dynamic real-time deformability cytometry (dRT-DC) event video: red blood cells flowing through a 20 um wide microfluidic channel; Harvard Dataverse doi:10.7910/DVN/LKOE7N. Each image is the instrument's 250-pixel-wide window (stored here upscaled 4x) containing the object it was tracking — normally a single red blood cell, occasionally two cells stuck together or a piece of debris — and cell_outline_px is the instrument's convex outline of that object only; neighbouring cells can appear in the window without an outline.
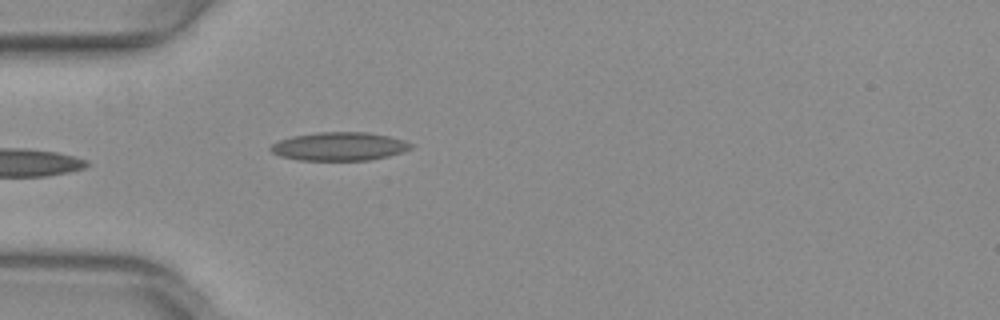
{"species": "common noctule bat (a hibernating species)", "species_latin": "Nyctalus noctula", "temperature_condition": "warm", "stored_images_in_passage": 36, "camera_frame_rate_fps": 3000, "um_per_image_px": 0.085, "animal": {"sex": "female", "body_mass_g": 29.2, "forearm_length_mm": 56.3}, "frame": {"image": 1, "passage_image": 1, "time_ms": 0.0, "image_size_px": [1000, 320], "cell_outline_px": [[412, 148], [388, 156], [368, 160], [300, 160], [280, 156], [272, 152], [268, 148], [272, 144], [280, 140], [292, 136], [316, 132], [368, 132], [388, 136], [404, 140], [412, 144]], "centroid_in_image_um": [28.82, 12.44], "position_along_channel_um": 56.2, "area_um2": 23.12}}
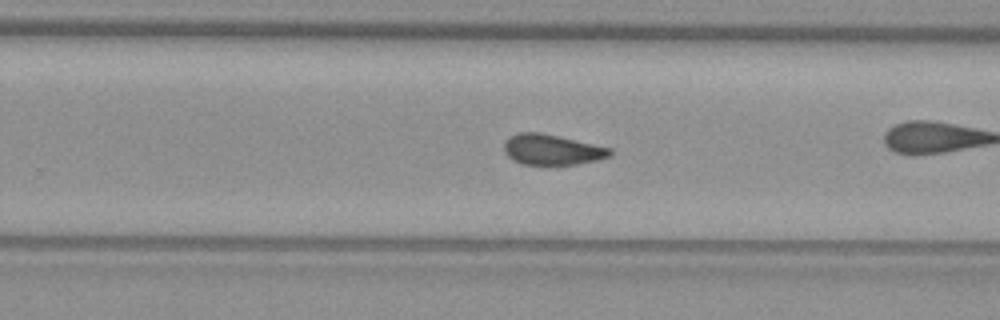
{"frame": {"image": 2, "passage_image": 16, "time_ms": 5.0, "image_size_px": [1000, 320], "cell_outline_px": [[612, 156], [596, 160], [576, 164], [520, 164], [512, 160], [504, 152], [504, 140], [508, 136], [520, 132], [540, 132], [612, 148]], "centroid_in_image_um": [46.89, 12.71], "position_along_channel_um": 282.9, "area_um2": 18.9}}
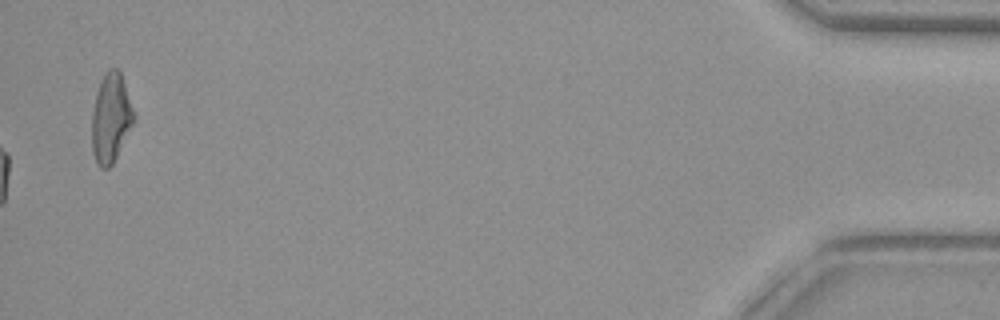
{"frame": {"image": 3, "passage_image": 36, "time_ms": 11.667, "image_size_px": [1000, 320], "cell_outline_px": [[136, 120], [112, 164], [108, 168], [100, 168], [92, 152], [92, 112], [96, 92], [100, 80], [104, 72], [108, 68], [116, 68], [120, 72], [136, 116]], "centroid_in_image_um": [9.42, 10.01], "position_along_channel_um": 425.8, "area_um2": 21.91}, "authors_computed_cell_mechanics": {"area_um2": 19.1029, "velocity_mm_per_s": 3.9872, "shape_relaxation_time_tau1_ms": 7.0448, "shape_relaxation_time_tau2_ms": 1.2735, "deformation_change_tau1": 0.143, "deformation_change_tau2": 0.043}}